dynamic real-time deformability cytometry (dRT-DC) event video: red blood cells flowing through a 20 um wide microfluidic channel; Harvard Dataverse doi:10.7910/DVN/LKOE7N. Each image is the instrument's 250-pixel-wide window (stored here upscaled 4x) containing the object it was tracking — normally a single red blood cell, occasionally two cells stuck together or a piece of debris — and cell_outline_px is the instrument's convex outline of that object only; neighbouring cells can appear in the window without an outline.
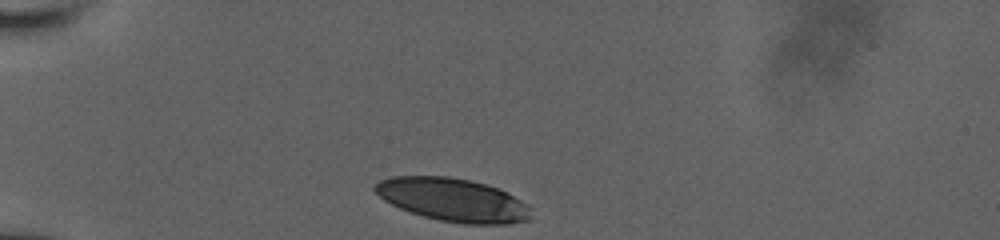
{"species": "human", "species_latin": "Homo sapiens", "temperature_condition": "room temperature", "stored_images_in_passage": 25, "camera_frame_rate_fps": 3000, "um_per_image_px": 0.085, "donor": {"sex": "male"}, "frame": {"image": 1, "passage_image": 1, "time_ms": 0.0, "image_size_px": [1000, 240], "cell_outline_px": [[532, 220], [508, 224], [464, 224], [440, 220], [424, 216], [400, 208], [384, 200], [372, 188], [380, 180], [392, 176], [448, 176], [472, 180], [500, 188], [508, 192], [528, 204]], "centroid_in_image_um": [38.55, 16.98], "position_along_channel_um": 46.5, "area_um2": 39.48}}
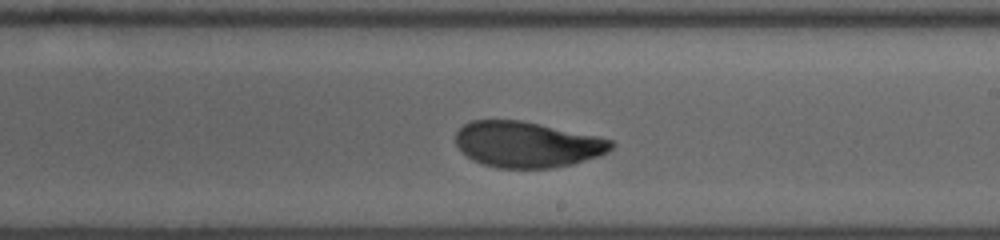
{"frame": {"image": 2, "passage_image": 14, "time_ms": 6.0, "image_size_px": [1000, 240], "cell_outline_px": [[616, 144], [608, 152], [600, 156], [572, 164], [552, 168], [496, 168], [472, 160], [456, 144], [456, 132], [464, 124], [472, 120], [520, 120], [600, 136], [612, 140]], "centroid_in_image_um": [44.85, 12.28], "position_along_channel_um": 244.2, "area_um2": 41.67}}
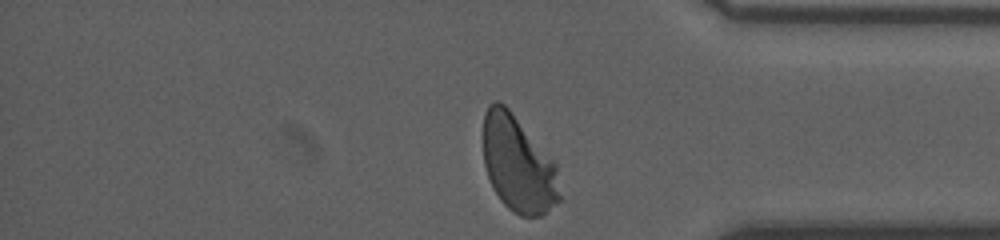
{"frame": {"image": 3, "passage_image": 25, "time_ms": 10.0, "image_size_px": [1000, 240], "cell_outline_px": [[560, 200], [540, 216], [520, 216], [512, 212], [500, 200], [488, 176], [484, 164], [484, 112], [488, 104], [496, 100], [504, 104], [508, 108], [556, 160], [560, 196]], "centroid_in_image_um": [44.06, 13.94], "position_along_channel_um": 391.1, "area_um2": 43.12}}